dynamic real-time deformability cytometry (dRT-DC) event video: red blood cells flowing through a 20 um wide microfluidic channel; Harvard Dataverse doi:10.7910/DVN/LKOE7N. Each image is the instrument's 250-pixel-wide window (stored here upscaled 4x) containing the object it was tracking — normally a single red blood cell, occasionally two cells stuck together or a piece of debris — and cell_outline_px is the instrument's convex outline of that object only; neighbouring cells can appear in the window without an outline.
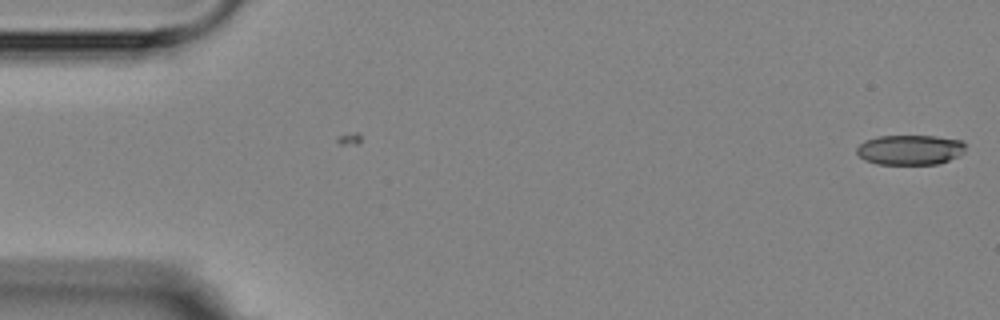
{"species": "Egyptian fruit bat (a non-hibernating species)", "species_latin": "Rousettus aegyptiacus", "temperature_condition": "room temperature", "stored_images_in_passage": 2, "camera_frame_rate_fps": 3000, "um_per_image_px": 0.085, "animal": {"sex": "female"}, "frame": {"image": 1, "passage_image": 2, "time_ms": 1.0, "image_size_px": [1000, 320], "cell_outline_px": [[964, 152], [960, 156], [936, 164], [876, 164], [864, 160], [856, 152], [856, 148], [864, 140], [880, 136], [936, 136], [960, 140], [964, 144]], "centroid_in_image_um": [77.33, 12.73], "position_along_channel_um": 7.7, "area_um2": 19.02}}